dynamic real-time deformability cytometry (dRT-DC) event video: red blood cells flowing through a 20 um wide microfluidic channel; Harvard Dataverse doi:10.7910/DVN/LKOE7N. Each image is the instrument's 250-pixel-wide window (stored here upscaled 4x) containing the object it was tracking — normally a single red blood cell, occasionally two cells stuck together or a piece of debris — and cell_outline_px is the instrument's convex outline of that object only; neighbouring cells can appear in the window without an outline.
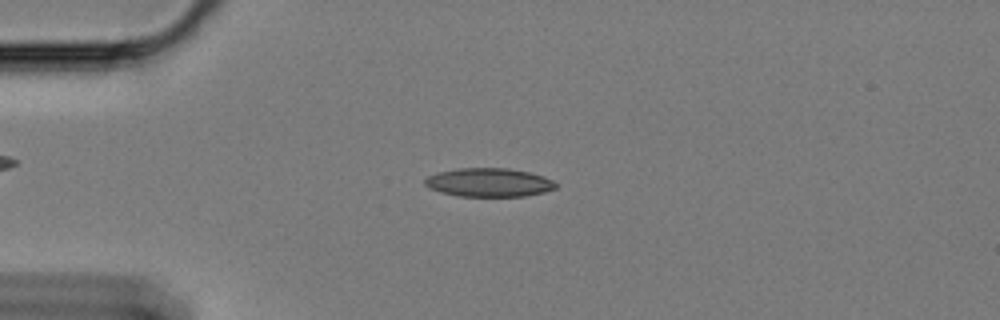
{"species": "Egyptian fruit bat (a non-hibernating species)", "species_latin": "Rousettus aegyptiacus", "temperature_condition": "cold", "stored_images_in_passage": 39, "camera_frame_rate_fps": 3000, "um_per_image_px": 0.085, "animal": {"sex": "female"}, "frame": {"image": 1, "passage_image": 10, "time_ms": 3.0, "image_size_px": [1000, 320], "cell_outline_px": [[556, 188], [544, 192], [524, 196], [460, 196], [440, 192], [428, 188], [424, 184], [424, 180], [428, 176], [436, 172], [460, 168], [508, 168], [528, 172], [544, 176], [552, 180], [556, 184]], "centroid_in_image_um": [41.53, 15.5], "position_along_channel_um": 43.5, "area_um2": 21.85}}
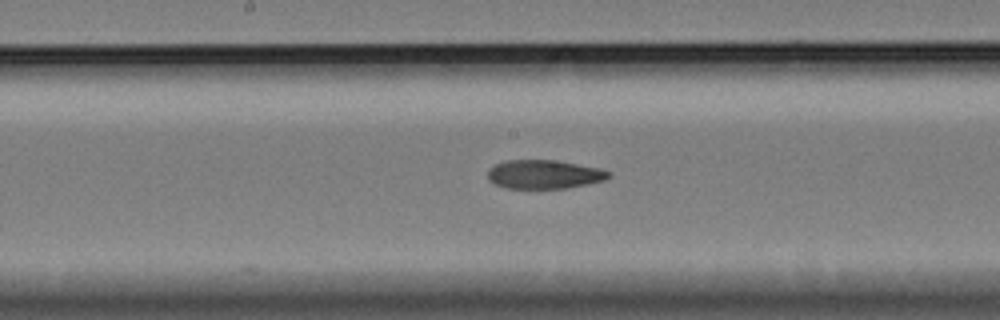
{"frame": {"image": 2, "passage_image": 26, "time_ms": 8.333, "image_size_px": [1000, 320], "cell_outline_px": [[612, 176], [604, 180], [568, 188], [504, 188], [488, 180], [488, 172], [496, 164], [508, 160], [556, 160], [600, 168], [612, 172]], "centroid_in_image_um": [46.29, 14.82], "position_along_channel_um": 201.9, "area_um2": 20.23}}
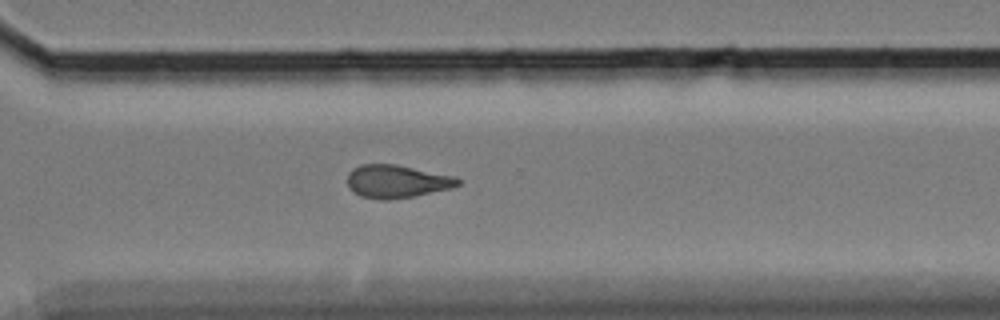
{"frame": {"image": 3, "passage_image": 38, "time_ms": 12.333, "image_size_px": [1000, 320], "cell_outline_px": [[460, 184], [452, 188], [412, 196], [388, 200], [384, 200], [360, 196], [348, 188], [348, 172], [352, 168], [360, 164], [396, 164], [456, 176], [460, 180]], "centroid_in_image_um": [33.71, 15.41], "position_along_channel_um": 336.9, "area_um2": 21.33}}